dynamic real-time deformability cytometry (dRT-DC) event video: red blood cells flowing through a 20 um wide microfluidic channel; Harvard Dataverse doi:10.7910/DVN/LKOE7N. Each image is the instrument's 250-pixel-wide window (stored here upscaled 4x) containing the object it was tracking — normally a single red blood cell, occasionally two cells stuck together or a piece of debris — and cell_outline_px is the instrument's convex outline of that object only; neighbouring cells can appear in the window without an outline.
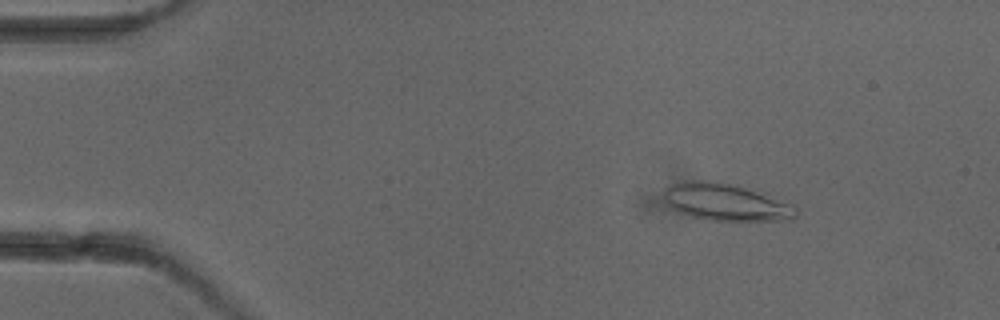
{"species": "common noctule bat (a hibernating species)", "species_latin": "Nyctalus noctula", "temperature_condition": "cold", "stored_images_in_passage": 3, "camera_frame_rate_fps": 3000, "um_per_image_px": 0.085, "animal": {"sex": "female"}, "frame": {"image": 1, "passage_image": 1, "time_ms": 0.0, "image_size_px": [1000, 320], "cell_outline_px": [[796, 216], [792, 220], [708, 220], [692, 216], [680, 212], [672, 208], [664, 196], [664, 188], [672, 184], [692, 180], [700, 180], [728, 184], [744, 188], [796, 204]], "centroid_in_image_um": [61.73, 17.2], "position_along_channel_um": 23.3, "area_um2": 27.98}}